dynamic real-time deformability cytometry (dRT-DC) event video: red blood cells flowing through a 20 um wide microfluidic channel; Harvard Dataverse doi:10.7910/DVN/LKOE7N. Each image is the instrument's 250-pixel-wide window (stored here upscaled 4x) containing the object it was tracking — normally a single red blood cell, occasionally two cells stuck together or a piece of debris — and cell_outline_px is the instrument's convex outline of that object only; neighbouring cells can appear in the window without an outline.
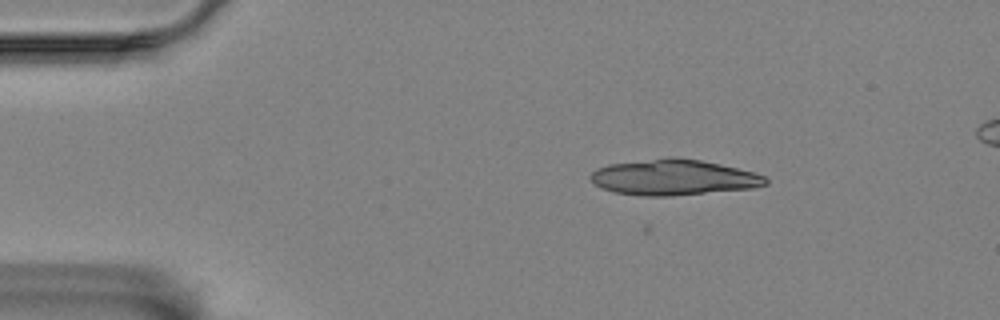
{"species": "Egyptian fruit bat (a non-hibernating species)", "species_latin": "Rousettus aegyptiacus", "temperature_condition": "room temperature", "stored_images_in_passage": 51, "segment_of_instrument_passage": [1, 2], "camera_frame_rate_fps": 3000, "um_per_image_px": 0.085, "animal": {"sex": "female"}, "frame": {"image": 1, "passage_image": 3, "time_ms": 0.667, "image_size_px": [1000, 320], "cell_outline_px": [[768, 184], [752, 188], [672, 196], [644, 196], [616, 192], [600, 188], [588, 176], [596, 168], [608, 164], [668, 156], [676, 156], [700, 160], [720, 164], [752, 172], [764, 176], [768, 180]], "centroid_in_image_um": [57.21, 15.06], "position_along_channel_um": 27.8, "area_um2": 36.53}}